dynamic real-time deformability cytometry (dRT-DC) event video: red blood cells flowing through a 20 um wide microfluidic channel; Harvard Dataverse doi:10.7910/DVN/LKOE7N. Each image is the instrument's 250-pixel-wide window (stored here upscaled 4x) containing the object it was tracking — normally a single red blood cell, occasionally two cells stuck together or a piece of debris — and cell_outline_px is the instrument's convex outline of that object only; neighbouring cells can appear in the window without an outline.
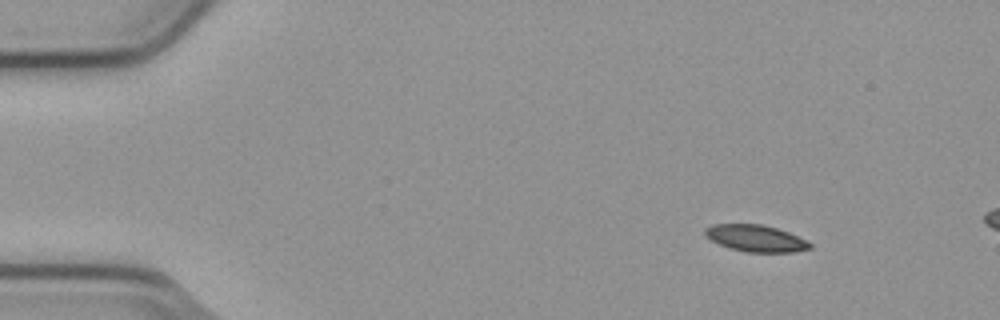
{"species": "common noctule bat (a hibernating species)", "species_latin": "Nyctalus noctula", "temperature_condition": "cold", "stored_images_in_passage": 4, "camera_frame_rate_fps": 3000, "um_per_image_px": 0.085, "animal": {"sex": "male", "body_mass_g": 23.1, "forearm_length_mm": 52.7}, "frame": {"image": 1, "passage_image": 1, "time_ms": 0.0, "image_size_px": [1000, 320], "cell_outline_px": [[812, 248], [792, 252], [748, 252], [732, 248], [720, 244], [704, 236], [704, 228], [712, 224], [760, 224], [776, 228], [788, 232], [808, 240], [812, 244]], "centroid_in_image_um": [64.25, 20.25], "position_along_channel_um": 20.8, "area_um2": 16.3}}